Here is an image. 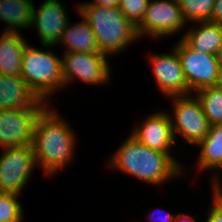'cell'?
Wrapping results in <instances>:
<instances>
[{
	"label": "cell",
	"instance_id": "obj_22",
	"mask_svg": "<svg viewBox=\"0 0 222 222\" xmlns=\"http://www.w3.org/2000/svg\"><path fill=\"white\" fill-rule=\"evenodd\" d=\"M17 196L19 194L0 192V222H22L24 211Z\"/></svg>",
	"mask_w": 222,
	"mask_h": 222
},
{
	"label": "cell",
	"instance_id": "obj_13",
	"mask_svg": "<svg viewBox=\"0 0 222 222\" xmlns=\"http://www.w3.org/2000/svg\"><path fill=\"white\" fill-rule=\"evenodd\" d=\"M131 135L147 147L167 153L179 166V162L170 155L175 144L170 115L159 111L147 116L145 121L133 129Z\"/></svg>",
	"mask_w": 222,
	"mask_h": 222
},
{
	"label": "cell",
	"instance_id": "obj_16",
	"mask_svg": "<svg viewBox=\"0 0 222 222\" xmlns=\"http://www.w3.org/2000/svg\"><path fill=\"white\" fill-rule=\"evenodd\" d=\"M200 27L187 30L182 40L191 48L202 53L217 55L222 43V25L209 21L195 22ZM200 23V24H199Z\"/></svg>",
	"mask_w": 222,
	"mask_h": 222
},
{
	"label": "cell",
	"instance_id": "obj_28",
	"mask_svg": "<svg viewBox=\"0 0 222 222\" xmlns=\"http://www.w3.org/2000/svg\"><path fill=\"white\" fill-rule=\"evenodd\" d=\"M173 222H196V220L188 215V214H178L175 216L174 221Z\"/></svg>",
	"mask_w": 222,
	"mask_h": 222
},
{
	"label": "cell",
	"instance_id": "obj_1",
	"mask_svg": "<svg viewBox=\"0 0 222 222\" xmlns=\"http://www.w3.org/2000/svg\"><path fill=\"white\" fill-rule=\"evenodd\" d=\"M49 104L35 121L32 148L36 163L48 175L57 174L74 156L76 135Z\"/></svg>",
	"mask_w": 222,
	"mask_h": 222
},
{
	"label": "cell",
	"instance_id": "obj_24",
	"mask_svg": "<svg viewBox=\"0 0 222 222\" xmlns=\"http://www.w3.org/2000/svg\"><path fill=\"white\" fill-rule=\"evenodd\" d=\"M219 177L213 179V206L208 213V217L205 222H222V188ZM215 181V182H214Z\"/></svg>",
	"mask_w": 222,
	"mask_h": 222
},
{
	"label": "cell",
	"instance_id": "obj_11",
	"mask_svg": "<svg viewBox=\"0 0 222 222\" xmlns=\"http://www.w3.org/2000/svg\"><path fill=\"white\" fill-rule=\"evenodd\" d=\"M64 8V4L59 0L44 1L38 11L33 6L31 27L32 25L36 27L43 46L50 48L59 43L62 33L70 22Z\"/></svg>",
	"mask_w": 222,
	"mask_h": 222
},
{
	"label": "cell",
	"instance_id": "obj_14",
	"mask_svg": "<svg viewBox=\"0 0 222 222\" xmlns=\"http://www.w3.org/2000/svg\"><path fill=\"white\" fill-rule=\"evenodd\" d=\"M34 103H49L40 99L22 77L0 74V110L27 108Z\"/></svg>",
	"mask_w": 222,
	"mask_h": 222
},
{
	"label": "cell",
	"instance_id": "obj_25",
	"mask_svg": "<svg viewBox=\"0 0 222 222\" xmlns=\"http://www.w3.org/2000/svg\"><path fill=\"white\" fill-rule=\"evenodd\" d=\"M209 22L222 25V0H215V5Z\"/></svg>",
	"mask_w": 222,
	"mask_h": 222
},
{
	"label": "cell",
	"instance_id": "obj_30",
	"mask_svg": "<svg viewBox=\"0 0 222 222\" xmlns=\"http://www.w3.org/2000/svg\"><path fill=\"white\" fill-rule=\"evenodd\" d=\"M217 56H218L219 60H222V43H221V46L219 47V51L217 53Z\"/></svg>",
	"mask_w": 222,
	"mask_h": 222
},
{
	"label": "cell",
	"instance_id": "obj_23",
	"mask_svg": "<svg viewBox=\"0 0 222 222\" xmlns=\"http://www.w3.org/2000/svg\"><path fill=\"white\" fill-rule=\"evenodd\" d=\"M150 0H121L120 10L137 28L143 21Z\"/></svg>",
	"mask_w": 222,
	"mask_h": 222
},
{
	"label": "cell",
	"instance_id": "obj_21",
	"mask_svg": "<svg viewBox=\"0 0 222 222\" xmlns=\"http://www.w3.org/2000/svg\"><path fill=\"white\" fill-rule=\"evenodd\" d=\"M186 22L210 21L215 0H178Z\"/></svg>",
	"mask_w": 222,
	"mask_h": 222
},
{
	"label": "cell",
	"instance_id": "obj_3",
	"mask_svg": "<svg viewBox=\"0 0 222 222\" xmlns=\"http://www.w3.org/2000/svg\"><path fill=\"white\" fill-rule=\"evenodd\" d=\"M78 13L91 26L100 52L112 55L123 51L139 38L137 28L119 7L78 5Z\"/></svg>",
	"mask_w": 222,
	"mask_h": 222
},
{
	"label": "cell",
	"instance_id": "obj_12",
	"mask_svg": "<svg viewBox=\"0 0 222 222\" xmlns=\"http://www.w3.org/2000/svg\"><path fill=\"white\" fill-rule=\"evenodd\" d=\"M171 52L150 58L157 87L168 97L190 94L175 48Z\"/></svg>",
	"mask_w": 222,
	"mask_h": 222
},
{
	"label": "cell",
	"instance_id": "obj_17",
	"mask_svg": "<svg viewBox=\"0 0 222 222\" xmlns=\"http://www.w3.org/2000/svg\"><path fill=\"white\" fill-rule=\"evenodd\" d=\"M61 42L67 47L65 52L102 53L97 47L94 32L84 17L82 22L73 26L68 22L59 44Z\"/></svg>",
	"mask_w": 222,
	"mask_h": 222
},
{
	"label": "cell",
	"instance_id": "obj_8",
	"mask_svg": "<svg viewBox=\"0 0 222 222\" xmlns=\"http://www.w3.org/2000/svg\"><path fill=\"white\" fill-rule=\"evenodd\" d=\"M186 25L178 0H150L137 34L140 39L143 35L160 39L178 33Z\"/></svg>",
	"mask_w": 222,
	"mask_h": 222
},
{
	"label": "cell",
	"instance_id": "obj_20",
	"mask_svg": "<svg viewBox=\"0 0 222 222\" xmlns=\"http://www.w3.org/2000/svg\"><path fill=\"white\" fill-rule=\"evenodd\" d=\"M210 125L222 124V87H205L195 92Z\"/></svg>",
	"mask_w": 222,
	"mask_h": 222
},
{
	"label": "cell",
	"instance_id": "obj_26",
	"mask_svg": "<svg viewBox=\"0 0 222 222\" xmlns=\"http://www.w3.org/2000/svg\"><path fill=\"white\" fill-rule=\"evenodd\" d=\"M121 0H94L90 3H82L80 5H99L103 7H119Z\"/></svg>",
	"mask_w": 222,
	"mask_h": 222
},
{
	"label": "cell",
	"instance_id": "obj_2",
	"mask_svg": "<svg viewBox=\"0 0 222 222\" xmlns=\"http://www.w3.org/2000/svg\"><path fill=\"white\" fill-rule=\"evenodd\" d=\"M109 163L115 170L154 185L164 184L183 171L167 153L143 145L132 135L121 144Z\"/></svg>",
	"mask_w": 222,
	"mask_h": 222
},
{
	"label": "cell",
	"instance_id": "obj_6",
	"mask_svg": "<svg viewBox=\"0 0 222 222\" xmlns=\"http://www.w3.org/2000/svg\"><path fill=\"white\" fill-rule=\"evenodd\" d=\"M174 48L190 92L218 86L219 58L217 55L191 49L182 39Z\"/></svg>",
	"mask_w": 222,
	"mask_h": 222
},
{
	"label": "cell",
	"instance_id": "obj_27",
	"mask_svg": "<svg viewBox=\"0 0 222 222\" xmlns=\"http://www.w3.org/2000/svg\"><path fill=\"white\" fill-rule=\"evenodd\" d=\"M156 212L154 211L152 214H151V216L149 217L150 218V222H173L174 221V218H175V215H173V214H171V213H168L167 212V214H166V216H164V217H158L156 220L154 219V217H152V216H155L154 214H155ZM154 219H152V218Z\"/></svg>",
	"mask_w": 222,
	"mask_h": 222
},
{
	"label": "cell",
	"instance_id": "obj_4",
	"mask_svg": "<svg viewBox=\"0 0 222 222\" xmlns=\"http://www.w3.org/2000/svg\"><path fill=\"white\" fill-rule=\"evenodd\" d=\"M21 77L44 101H49L51 94L64 87L61 59L50 50L42 51L29 44L24 48L22 56Z\"/></svg>",
	"mask_w": 222,
	"mask_h": 222
},
{
	"label": "cell",
	"instance_id": "obj_15",
	"mask_svg": "<svg viewBox=\"0 0 222 222\" xmlns=\"http://www.w3.org/2000/svg\"><path fill=\"white\" fill-rule=\"evenodd\" d=\"M28 42L21 33L3 32L0 37V74L21 77V61Z\"/></svg>",
	"mask_w": 222,
	"mask_h": 222
},
{
	"label": "cell",
	"instance_id": "obj_5",
	"mask_svg": "<svg viewBox=\"0 0 222 222\" xmlns=\"http://www.w3.org/2000/svg\"><path fill=\"white\" fill-rule=\"evenodd\" d=\"M168 98L174 99V116H170L174 139L179 134L191 145H197L207 136L211 126L200 101L196 95L192 98L190 94Z\"/></svg>",
	"mask_w": 222,
	"mask_h": 222
},
{
	"label": "cell",
	"instance_id": "obj_7",
	"mask_svg": "<svg viewBox=\"0 0 222 222\" xmlns=\"http://www.w3.org/2000/svg\"><path fill=\"white\" fill-rule=\"evenodd\" d=\"M48 103H34L27 108L0 110L1 148L32 145L37 116Z\"/></svg>",
	"mask_w": 222,
	"mask_h": 222
},
{
	"label": "cell",
	"instance_id": "obj_29",
	"mask_svg": "<svg viewBox=\"0 0 222 222\" xmlns=\"http://www.w3.org/2000/svg\"><path fill=\"white\" fill-rule=\"evenodd\" d=\"M218 86L222 87V60H219V81Z\"/></svg>",
	"mask_w": 222,
	"mask_h": 222
},
{
	"label": "cell",
	"instance_id": "obj_9",
	"mask_svg": "<svg viewBox=\"0 0 222 222\" xmlns=\"http://www.w3.org/2000/svg\"><path fill=\"white\" fill-rule=\"evenodd\" d=\"M2 151L4 152L0 156V192L20 195L37 164L32 145L3 148Z\"/></svg>",
	"mask_w": 222,
	"mask_h": 222
},
{
	"label": "cell",
	"instance_id": "obj_10",
	"mask_svg": "<svg viewBox=\"0 0 222 222\" xmlns=\"http://www.w3.org/2000/svg\"><path fill=\"white\" fill-rule=\"evenodd\" d=\"M104 53L65 52L61 58L65 84L79 79L85 84H104L110 77V65Z\"/></svg>",
	"mask_w": 222,
	"mask_h": 222
},
{
	"label": "cell",
	"instance_id": "obj_18",
	"mask_svg": "<svg viewBox=\"0 0 222 222\" xmlns=\"http://www.w3.org/2000/svg\"><path fill=\"white\" fill-rule=\"evenodd\" d=\"M33 6L31 0H0V21L8 25L4 32L18 33V28L31 27Z\"/></svg>",
	"mask_w": 222,
	"mask_h": 222
},
{
	"label": "cell",
	"instance_id": "obj_19",
	"mask_svg": "<svg viewBox=\"0 0 222 222\" xmlns=\"http://www.w3.org/2000/svg\"><path fill=\"white\" fill-rule=\"evenodd\" d=\"M197 146L201 147L198 168L219 170L222 167V124L211 125L207 136Z\"/></svg>",
	"mask_w": 222,
	"mask_h": 222
}]
</instances>
